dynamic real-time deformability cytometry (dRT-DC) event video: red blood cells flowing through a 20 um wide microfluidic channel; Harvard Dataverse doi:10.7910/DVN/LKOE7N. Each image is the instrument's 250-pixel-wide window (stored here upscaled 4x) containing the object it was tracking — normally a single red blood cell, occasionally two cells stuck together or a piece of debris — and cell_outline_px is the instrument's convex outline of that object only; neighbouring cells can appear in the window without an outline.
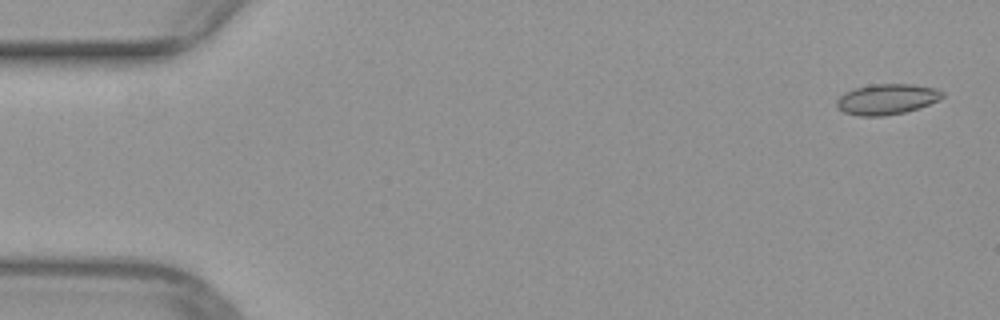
{"species": "common noctule bat (a hibernating species)", "species_latin": "Nyctalus noctula", "temperature_condition": "warm", "stored_images_in_passage": 10, "camera_frame_rate_fps": 3000, "um_per_image_px": 0.085, "animal": {"sex": "female", "body_mass_g": 29.2, "forearm_length_mm": 56.3}, "frame": {"image": 1, "passage_image": 1, "time_ms": 0.0, "image_size_px": [1000, 320], "cell_outline_px": [[944, 96], [920, 108], [904, 112], [884, 116], [860, 116], [844, 112], [836, 108], [836, 100], [844, 92], [856, 88], [872, 84], [912, 84], [936, 88], [944, 92]], "centroid_in_image_um": [75.36, 8.43], "position_along_channel_um": 9.6, "area_um2": 18.84}}